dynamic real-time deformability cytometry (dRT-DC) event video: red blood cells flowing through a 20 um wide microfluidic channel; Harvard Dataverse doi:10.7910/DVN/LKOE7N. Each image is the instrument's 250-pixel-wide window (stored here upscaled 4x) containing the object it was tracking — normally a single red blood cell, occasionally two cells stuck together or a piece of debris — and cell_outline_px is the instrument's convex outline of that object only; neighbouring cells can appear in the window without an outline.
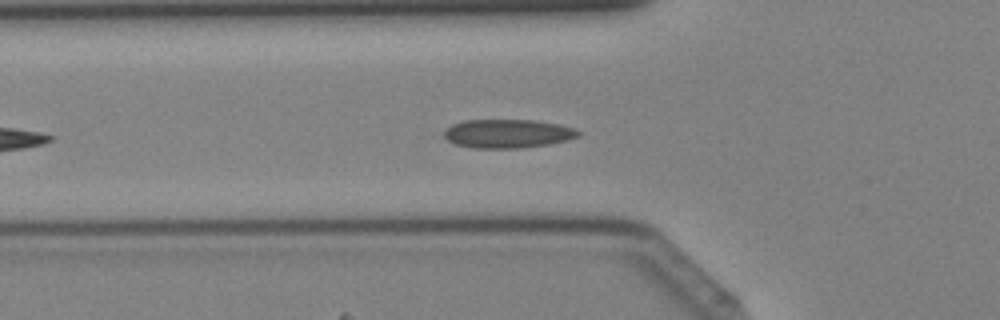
{"species": "Egyptian fruit bat (a non-hibernating species)", "species_latin": "Rousettus aegyptiacus", "temperature_condition": "cold", "stored_images_in_passage": 32, "camera_frame_rate_fps": 3000, "um_per_image_px": 0.085, "animal": {"sex": "female"}, "frame": {"image": 1, "passage_image": 6, "time_ms": 1.667, "image_size_px": [1000, 320], "cell_outline_px": [[580, 136], [568, 140], [548, 144], [520, 148], [472, 148], [456, 144], [448, 140], [444, 136], [444, 128], [452, 124], [464, 120], [536, 120], [560, 124], [576, 128], [580, 132]], "centroid_in_image_um": [43.17, 11.35], "position_along_channel_um": 82.6, "area_um2": 22.66}}
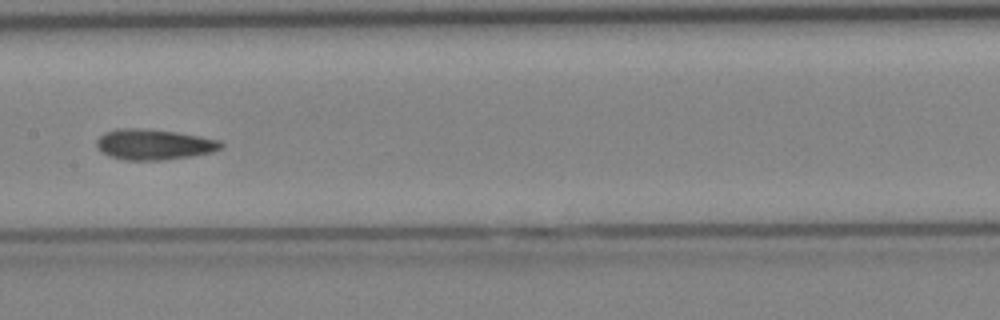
{"frame": {"image": 2, "passage_image": 13, "time_ms": 4.0, "image_size_px": [1000, 320], "cell_outline_px": [[224, 144], [220, 148], [212, 152], [192, 156], [160, 160], [124, 160], [108, 156], [100, 152], [96, 148], [96, 140], [104, 132], [116, 128], [144, 128], [176, 132], [220, 140]], "centroid_in_image_um": [13.02, 12.27], "position_along_channel_um": 194.4, "area_um2": 22.37}}
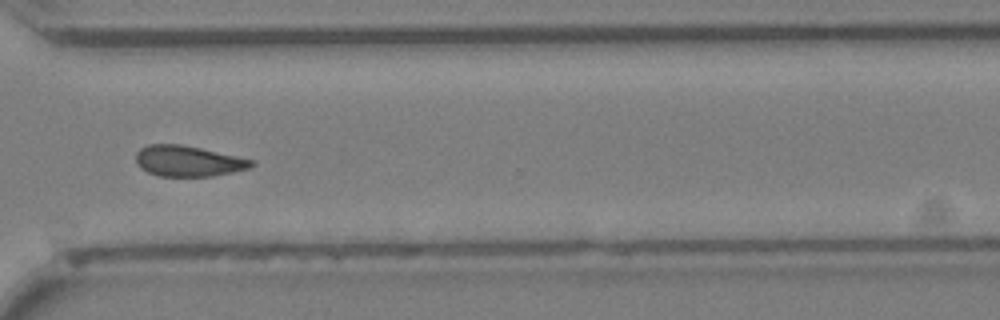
{"frame": {"image": 3, "passage_image": 23, "time_ms": 7.333, "image_size_px": [1000, 320], "cell_outline_px": [[256, 164], [248, 168], [232, 172], [212, 176], [160, 176], [148, 172], [140, 168], [136, 164], [136, 152], [140, 148], [148, 144], [180, 144], [200, 148], [236, 156], [252, 160]], "centroid_in_image_um": [15.95, 13.69], "position_along_channel_um": 354.7, "area_um2": 20.58}}